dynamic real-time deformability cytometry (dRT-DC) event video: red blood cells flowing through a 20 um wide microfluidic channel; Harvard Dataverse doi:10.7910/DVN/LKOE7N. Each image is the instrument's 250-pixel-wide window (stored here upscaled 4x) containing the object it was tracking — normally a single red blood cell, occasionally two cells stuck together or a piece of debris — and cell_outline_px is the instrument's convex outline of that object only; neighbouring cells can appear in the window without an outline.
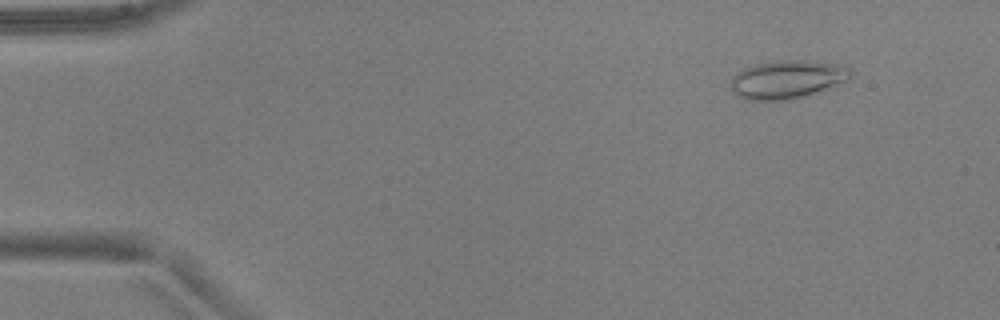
{"species": "common noctule bat (a hibernating species)", "species_latin": "Nyctalus noctula", "temperature_condition": "warm", "stored_images_in_passage": 52, "camera_frame_rate_fps": 3000, "um_per_image_px": 0.085, "animal": {"sex": "male", "body_mass_g": 17.9, "forearm_length_mm": 54.2}, "frame": {"image": 1, "passage_image": 6, "time_ms": 1.667, "image_size_px": [1000, 320], "cell_outline_px": [[852, 76], [836, 84], [804, 96], [788, 100], [744, 100], [732, 88], [732, 76], [736, 72], [744, 68], [756, 64], [776, 60], [804, 60], [832, 64], [852, 68]], "centroid_in_image_um": [66.87, 6.74], "position_along_channel_um": 18.1, "area_um2": 26.24}}
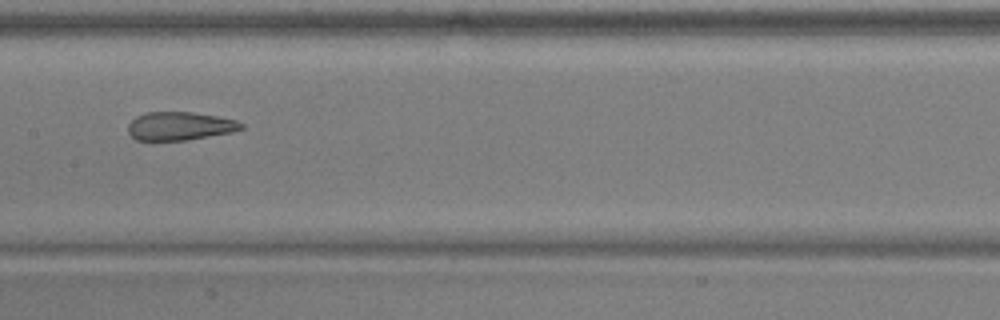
{"frame": {"image": 2, "passage_image": 27, "time_ms": 8.667, "image_size_px": [1000, 320], "cell_outline_px": [[244, 128], [232, 132], [188, 140], [136, 140], [128, 132], [128, 124], [136, 116], [148, 112], [192, 112], [216, 116], [236, 120], [244, 124]], "centroid_in_image_um": [15.29, 10.71], "position_along_channel_um": 192.1, "area_um2": 18.67}}
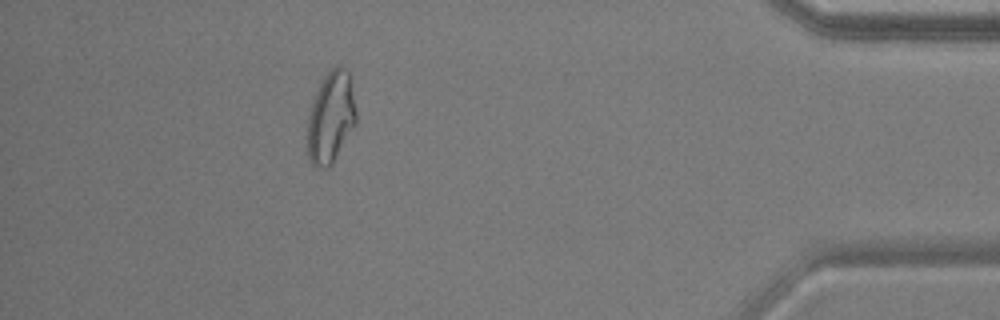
{"frame": {"image": 3, "passage_image": 47, "time_ms": 15.333, "image_size_px": [1000, 320], "cell_outline_px": [[356, 124], [332, 164], [328, 168], [316, 168], [312, 164], [308, 156], [308, 116], [316, 92], [324, 76], [336, 64], [340, 64], [348, 72], [356, 112]], "centroid_in_image_um": [28.12, 10.0], "position_along_channel_um": 407.1, "area_um2": 25.72}, "authors_computed_cell_mechanics": {"area_um2": 23.4379, "velocity_mm_per_s": 3.9228, "shape_relaxation_time_tau1_ms": 10.3282, "shape_relaxation_time_tau2_ms": 1.0881, "deformation_change_tau1": 0.3036, "deformation_change_tau2": 0.0959}}